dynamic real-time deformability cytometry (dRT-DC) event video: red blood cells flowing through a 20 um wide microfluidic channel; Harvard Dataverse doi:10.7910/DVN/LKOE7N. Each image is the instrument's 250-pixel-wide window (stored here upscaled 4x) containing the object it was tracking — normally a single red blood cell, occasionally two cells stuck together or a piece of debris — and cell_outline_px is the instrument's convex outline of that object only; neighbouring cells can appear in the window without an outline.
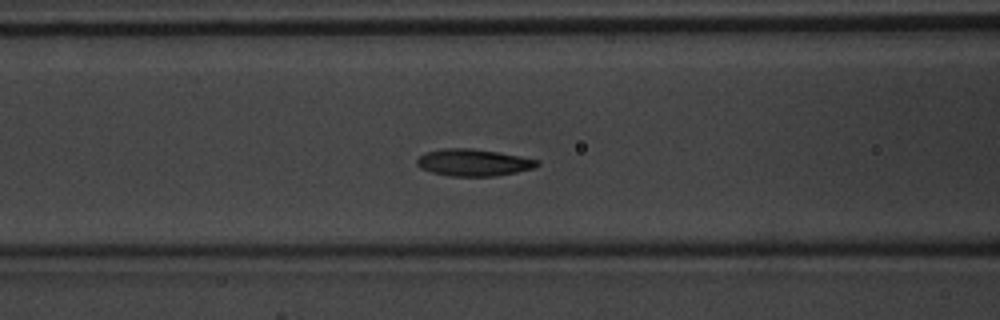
{"species": "common noctule bat (a hibernating species)", "species_latin": "Nyctalus noctula", "temperature_condition": "warm", "stored_images_in_passage": 37, "camera_frame_rate_fps": 3000, "um_per_image_px": 0.085, "animal": {"sex": "male", "body_mass_g": 20.1, "forearm_length_mm": 53.5}, "frame": {"image": 1, "passage_image": 8, "time_ms": 2.333, "image_size_px": [1000, 320], "cell_outline_px": [[540, 164], [532, 168], [516, 172], [496, 176], [452, 176], [432, 172], [420, 168], [416, 164], [416, 160], [424, 152], [444, 148], [468, 148], [496, 152], [520, 156], [540, 160]], "centroid_in_image_um": [40.22, 13.81], "position_along_channel_um": 126.4, "area_um2": 18.79}}
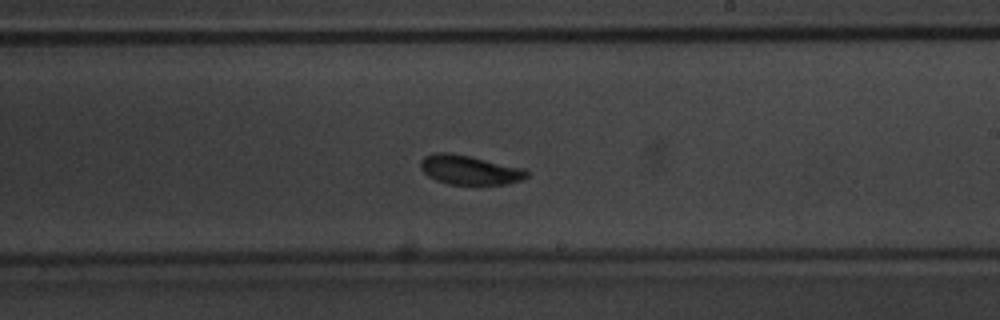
{"frame": {"image": 2, "passage_image": 17, "time_ms": 5.333, "image_size_px": [1000, 320], "cell_outline_px": [[528, 176], [524, 180], [508, 184], [448, 184], [436, 180], [428, 176], [420, 168], [420, 160], [424, 156], [436, 152], [448, 152], [468, 156], [524, 168], [528, 172]], "centroid_in_image_um": [39.91, 14.45], "position_along_channel_um": 249.1, "area_um2": 18.15}}
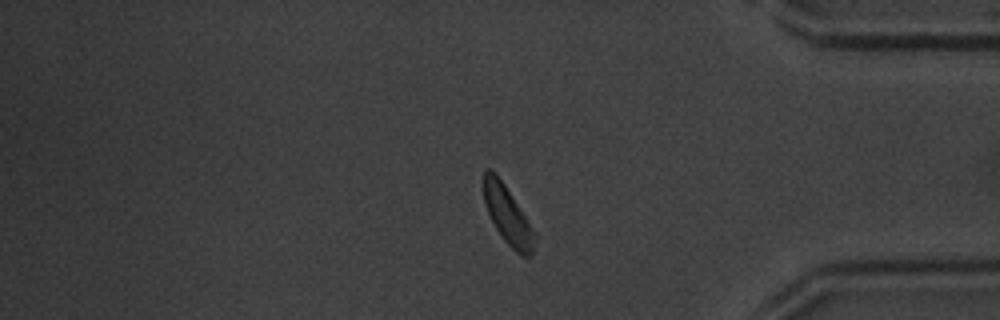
{"frame": {"image": 3, "passage_image": 29, "time_ms": 9.333, "image_size_px": [1000, 320], "cell_outline_px": [[536, 236], [532, 256], [520, 256], [504, 240], [496, 228], [484, 204], [484, 168], [488, 168], [504, 184], [524, 216]], "centroid_in_image_um": [43.14, 18.35], "position_along_channel_um": 392.1, "area_um2": 16.53}, "authors_computed_cell_mechanics": {"area_um2": 18.207, "velocity_mm_per_s": 4.0927, "shape_relaxation_time_tau1_ms": 2.3757, "shape_relaxation_time_tau2_ms": 3.2868, "deformation_change_tau1": 0.1203, "deformation_change_tau2": 0.0947}}